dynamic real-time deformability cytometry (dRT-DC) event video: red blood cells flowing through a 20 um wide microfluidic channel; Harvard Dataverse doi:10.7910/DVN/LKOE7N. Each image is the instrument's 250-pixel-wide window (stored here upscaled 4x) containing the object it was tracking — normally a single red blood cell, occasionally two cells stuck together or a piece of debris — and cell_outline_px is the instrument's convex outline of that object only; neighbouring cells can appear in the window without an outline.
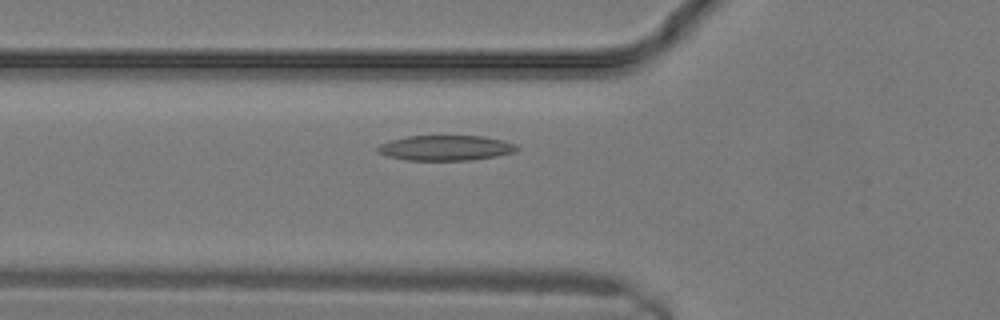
{"species": "common noctule bat (a hibernating species)", "species_latin": "Nyctalus noctula", "temperature_condition": "warm", "stored_images_in_passage": 8, "camera_frame_rate_fps": 3000, "um_per_image_px": 0.085, "animal": {"sex": "male", "body_mass_g": 19.2, "forearm_length_mm": 51.8}, "frame": {"image": 1, "passage_image": 6, "time_ms": 1.667, "image_size_px": [1000, 320], "cell_outline_px": [[520, 148], [516, 152], [496, 156], [472, 160], [404, 160], [388, 156], [376, 152], [376, 148], [380, 144], [392, 140], [408, 136], [480, 136], [500, 140], [516, 144]], "centroid_in_image_um": [37.88, 12.58], "position_along_channel_um": 87.9, "area_um2": 20.4}}
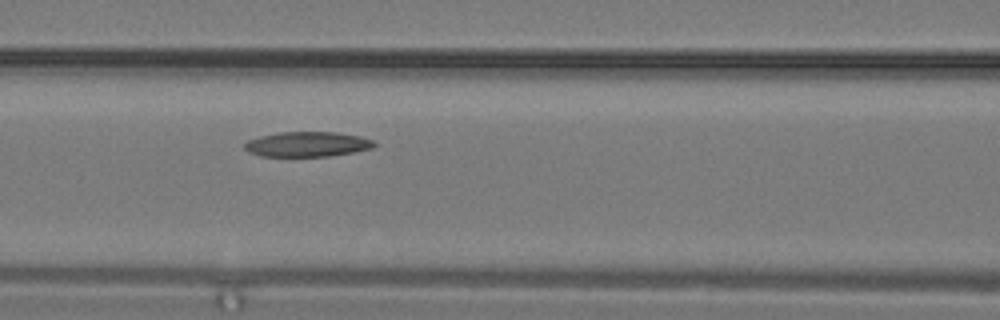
{"frame": {"image": 2, "passage_image": 8, "time_ms": 2.333, "image_size_px": [1000, 320], "cell_outline_px": [[376, 144], [372, 148], [332, 156], [260, 156], [248, 152], [244, 148], [244, 144], [248, 140], [260, 136], [280, 132], [336, 132], [360, 136], [372, 140]], "centroid_in_image_um": [26.1, 12.26], "position_along_channel_um": 140.5, "area_um2": 18.84}}